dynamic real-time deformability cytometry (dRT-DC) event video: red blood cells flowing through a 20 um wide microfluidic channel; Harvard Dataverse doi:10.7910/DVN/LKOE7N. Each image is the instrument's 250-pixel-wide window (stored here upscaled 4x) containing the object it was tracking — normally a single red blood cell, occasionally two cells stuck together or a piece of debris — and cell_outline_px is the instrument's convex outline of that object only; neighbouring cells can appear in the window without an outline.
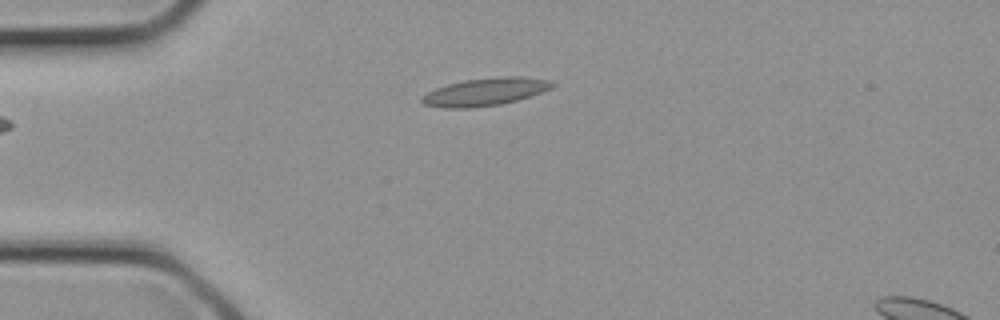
{"species": "common noctule bat (a hibernating species)", "species_latin": "Nyctalus noctula", "temperature_condition": "cold", "stored_images_in_passage": 3, "camera_frame_rate_fps": 3000, "um_per_image_px": 0.085, "animal": {"sex": "female", "body_mass_g": 21.9}, "frame": {"image": 1, "passage_image": 2, "time_ms": 0.333, "image_size_px": [1000, 320], "cell_outline_px": [[556, 84], [552, 88], [516, 100], [500, 104], [472, 108], [444, 108], [424, 104], [420, 100], [420, 96], [436, 88], [448, 84], [464, 80], [500, 76], [520, 76], [552, 80]], "centroid_in_image_um": [41.23, 7.8], "position_along_channel_um": 43.8, "area_um2": 21.04}}